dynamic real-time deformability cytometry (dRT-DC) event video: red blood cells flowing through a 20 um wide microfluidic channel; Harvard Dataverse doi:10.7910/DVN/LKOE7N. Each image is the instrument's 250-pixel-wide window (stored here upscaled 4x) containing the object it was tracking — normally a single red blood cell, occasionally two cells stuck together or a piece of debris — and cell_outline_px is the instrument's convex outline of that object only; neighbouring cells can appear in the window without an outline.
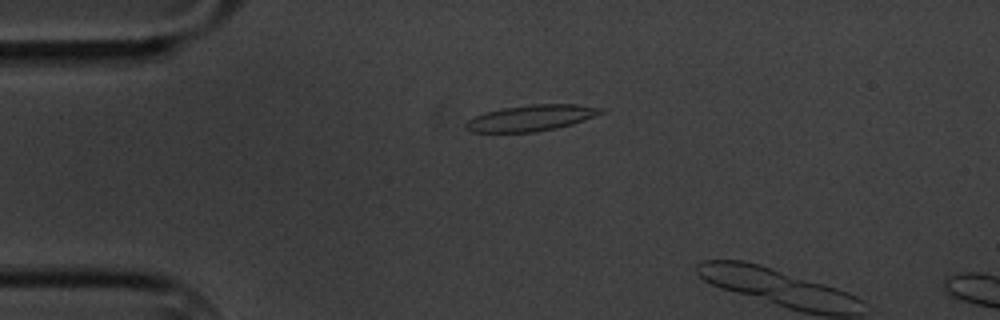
{"species": "common noctule bat (a hibernating species)", "species_latin": "Nyctalus noctula", "temperature_condition": "cold", "stored_images_in_passage": 2, "camera_frame_rate_fps": 3000, "um_per_image_px": 0.085, "animal": {"sex": "male", "body_mass_g": 20.1, "forearm_length_mm": 53.5}, "frame": {"image": 1, "passage_image": 1, "time_ms": 0.0, "image_size_px": [1000, 320], "cell_outline_px": [[604, 112], [572, 124], [556, 128], [536, 132], [472, 132], [464, 128], [464, 124], [468, 120], [484, 112], [500, 108], [532, 104], [576, 104], [604, 108]], "centroid_in_image_um": [45.11, 10.02], "position_along_channel_um": 39.9, "area_um2": 20.52}}